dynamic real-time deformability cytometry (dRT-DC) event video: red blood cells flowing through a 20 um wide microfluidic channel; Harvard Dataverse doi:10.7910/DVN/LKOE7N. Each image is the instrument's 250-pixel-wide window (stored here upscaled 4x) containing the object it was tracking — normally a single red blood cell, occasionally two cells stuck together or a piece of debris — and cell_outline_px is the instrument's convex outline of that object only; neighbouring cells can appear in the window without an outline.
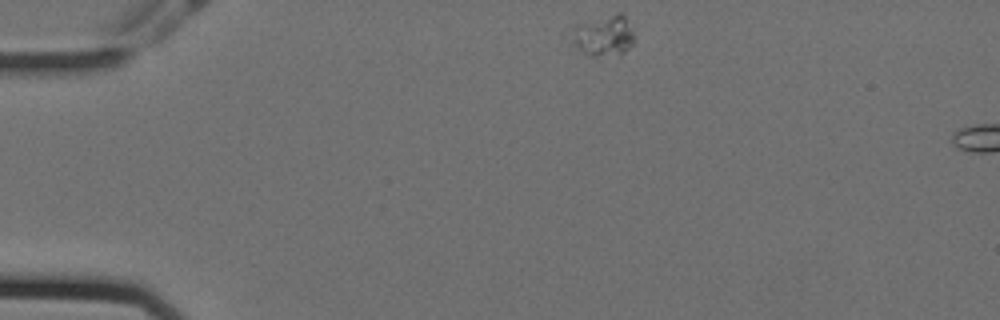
{"species": "Egyptian fruit bat (a non-hibernating species)", "species_latin": "Rousettus aegyptiacus", "temperature_condition": "cold", "stored_images_in_passage": 5, "camera_frame_rate_fps": 3000, "um_per_image_px": 0.085, "animal": {"sex": "female"}, "frame": {"image": 1, "passage_image": 1, "time_ms": 0.0, "image_size_px": [1000, 320], "cell_outline_px": [[636, 40], [620, 56], [592, 56], [584, 52], [572, 44], [572, 28], [576, 24], [620, 12], [624, 16]], "centroid_in_image_um": [51.31, 3.06], "position_along_channel_um": 33.7, "area_um2": 14.85}}